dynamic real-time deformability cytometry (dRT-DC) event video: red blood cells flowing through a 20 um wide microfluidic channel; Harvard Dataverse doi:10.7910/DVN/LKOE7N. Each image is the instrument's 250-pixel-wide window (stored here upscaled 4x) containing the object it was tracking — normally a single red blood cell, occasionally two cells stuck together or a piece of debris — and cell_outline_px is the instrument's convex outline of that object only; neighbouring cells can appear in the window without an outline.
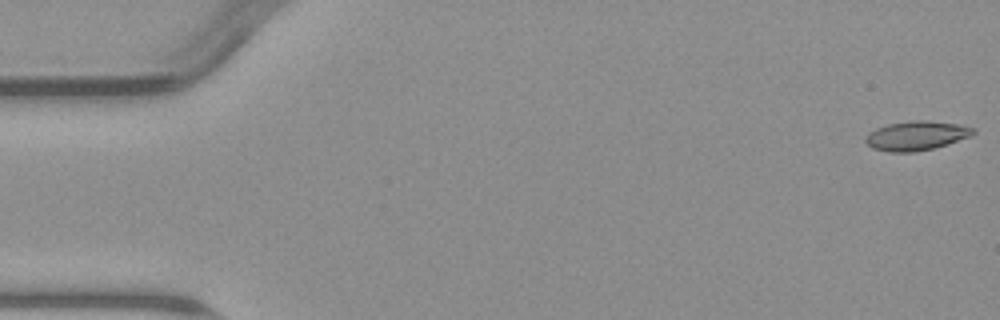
{"species": "common noctule bat (a hibernating species)", "species_latin": "Nyctalus noctula", "temperature_condition": "warm", "stored_images_in_passage": 5, "camera_frame_rate_fps": 3000, "um_per_image_px": 0.085, "animal": {"sex": "male", "body_mass_g": 23.1, "forearm_length_mm": 52.7}, "frame": {"image": 1, "passage_image": 1, "time_ms": 0.0, "image_size_px": [1000, 320], "cell_outline_px": [[976, 132], [972, 136], [932, 148], [912, 152], [888, 152], [872, 148], [864, 140], [868, 132], [876, 128], [888, 124], [912, 120], [924, 120], [956, 124], [976, 128]], "centroid_in_image_um": [77.87, 11.53], "position_along_channel_um": 7.1, "area_um2": 18.26}}
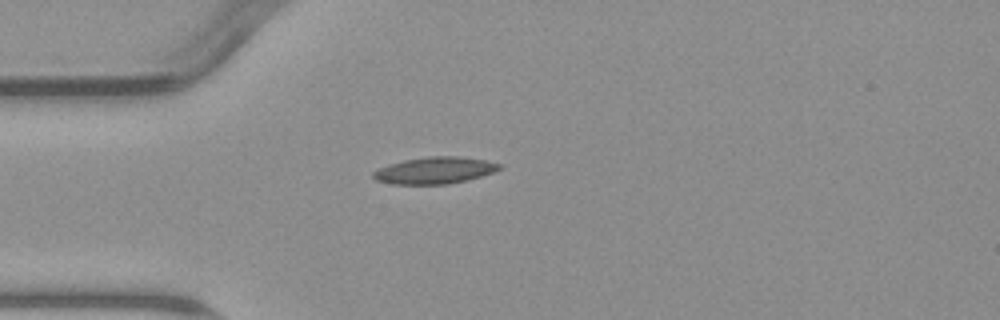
{"frame": {"image": 2, "passage_image": 5, "time_ms": 4.667, "image_size_px": [1000, 320], "cell_outline_px": [[500, 168], [492, 172], [480, 176], [448, 184], [392, 184], [376, 180], [372, 176], [372, 172], [388, 164], [404, 160], [428, 156], [460, 156], [484, 160], [500, 164]], "centroid_in_image_um": [36.9, 14.48], "position_along_channel_um": 48.1, "area_um2": 19.42}}